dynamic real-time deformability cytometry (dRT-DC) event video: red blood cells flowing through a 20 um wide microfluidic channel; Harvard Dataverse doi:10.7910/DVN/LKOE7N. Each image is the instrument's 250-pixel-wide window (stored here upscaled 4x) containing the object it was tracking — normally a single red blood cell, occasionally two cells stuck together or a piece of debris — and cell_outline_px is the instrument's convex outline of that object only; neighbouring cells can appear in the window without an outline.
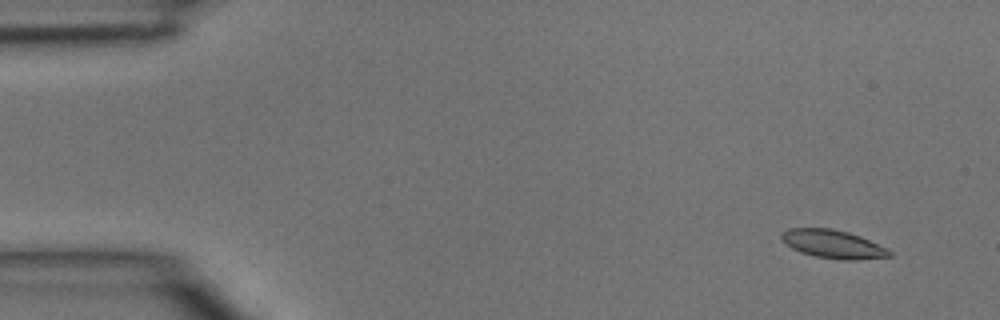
{"species": "common noctule bat (a hibernating species)", "species_latin": "Nyctalus noctula", "temperature_condition": "room temperature", "stored_images_in_passage": 5, "camera_frame_rate_fps": 3000, "um_per_image_px": 0.085, "animal": {"sex": "male", "body_mass_g": 15.6}, "frame": {"image": 1, "passage_image": 2, "time_ms": 0.333, "image_size_px": [1000, 320], "cell_outline_px": [[892, 256], [856, 260], [844, 260], [816, 256], [800, 252], [792, 248], [780, 236], [780, 232], [788, 228], [832, 228], [848, 232], [860, 236], [888, 248], [892, 252]], "centroid_in_image_um": [70.83, 20.74], "position_along_channel_um": 14.2, "area_um2": 17.8}}
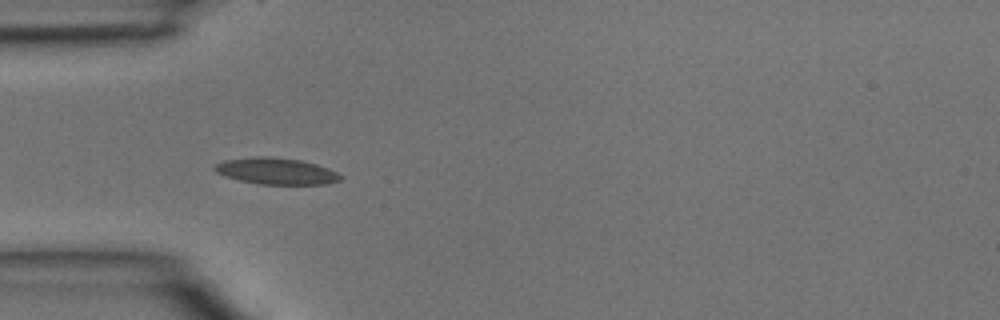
{"frame": {"image": 2, "passage_image": 5, "time_ms": 1.333, "image_size_px": [1000, 320], "cell_outline_px": [[344, 176], [340, 180], [328, 184], [256, 184], [224, 176], [216, 172], [212, 168], [216, 164], [224, 160], [256, 156], [268, 156], [300, 160], [316, 164], [328, 168]], "centroid_in_image_um": [23.47, 14.54], "position_along_channel_um": 61.5, "area_um2": 19.48}}